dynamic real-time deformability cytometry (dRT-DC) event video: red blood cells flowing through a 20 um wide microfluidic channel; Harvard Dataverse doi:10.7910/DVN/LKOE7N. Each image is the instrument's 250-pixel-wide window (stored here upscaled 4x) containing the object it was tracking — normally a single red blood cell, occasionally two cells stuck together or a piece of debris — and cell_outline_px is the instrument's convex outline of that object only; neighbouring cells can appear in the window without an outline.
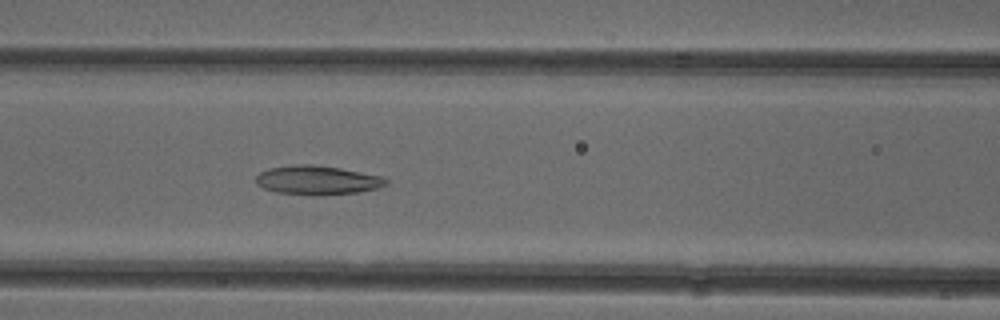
{"species": "common noctule bat (a hibernating species)", "species_latin": "Nyctalus noctula", "temperature_condition": "cold", "stored_images_in_passage": 52, "camera_frame_rate_fps": 3000, "um_per_image_px": 0.085, "animal": {"sex": "female"}, "frame": {"image": 1, "passage_image": 22, "time_ms": 7.0, "image_size_px": [1000, 320], "cell_outline_px": [[388, 184], [376, 188], [360, 192], [276, 192], [264, 188], [256, 184], [256, 176], [260, 172], [268, 168], [296, 164], [312, 164], [340, 168], [384, 176], [388, 180]], "centroid_in_image_um": [26.98, 15.25], "position_along_channel_um": 139.6, "area_um2": 21.04}}
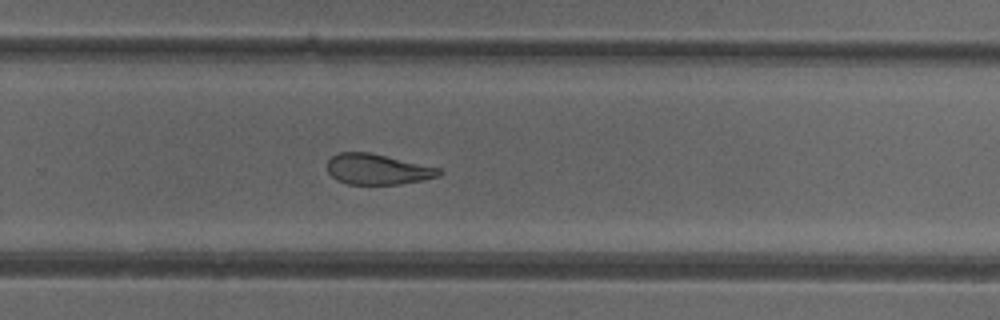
{"frame": {"image": 2, "passage_image": 34, "time_ms": 11.0, "image_size_px": [1000, 320], "cell_outline_px": [[444, 172], [440, 176], [424, 180], [400, 184], [348, 184], [336, 180], [328, 172], [328, 160], [332, 156], [340, 152], [368, 152], [440, 168]], "centroid_in_image_um": [32.11, 14.39], "position_along_channel_um": 297.7, "area_um2": 19.88}}
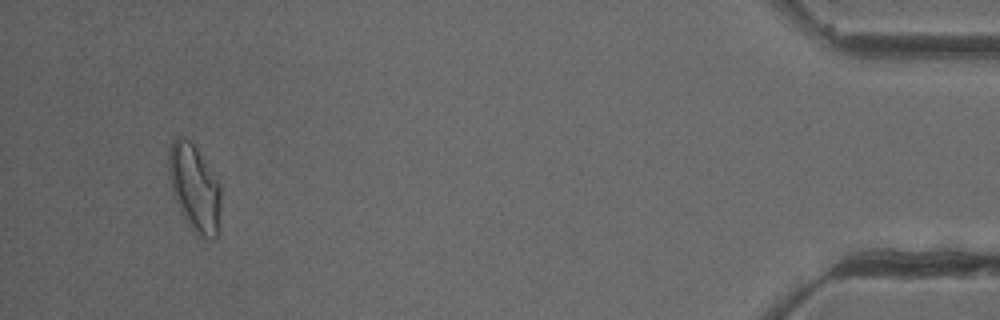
{"frame": {"image": 3, "passage_image": 49, "time_ms": 16.0, "image_size_px": [1000, 320], "cell_outline_px": [[220, 204], [216, 240], [208, 240], [200, 236], [192, 228], [180, 212], [172, 192], [168, 176], [168, 152], [172, 140], [176, 136], [180, 136], [188, 140], [196, 148], [220, 184]], "centroid_in_image_um": [16.51, 15.97], "position_along_channel_um": 418.7, "area_um2": 26.3}, "authors_computed_cell_mechanics": {"area_um2": 23.0044, "velocity_mm_per_s": 3.9675, "shape_relaxation_time_tau1_ms": null, "shape_relaxation_time_tau2_ms": 3.3133, "deformation_change_tau1": null, "deformation_change_tau2": 0.1134}}